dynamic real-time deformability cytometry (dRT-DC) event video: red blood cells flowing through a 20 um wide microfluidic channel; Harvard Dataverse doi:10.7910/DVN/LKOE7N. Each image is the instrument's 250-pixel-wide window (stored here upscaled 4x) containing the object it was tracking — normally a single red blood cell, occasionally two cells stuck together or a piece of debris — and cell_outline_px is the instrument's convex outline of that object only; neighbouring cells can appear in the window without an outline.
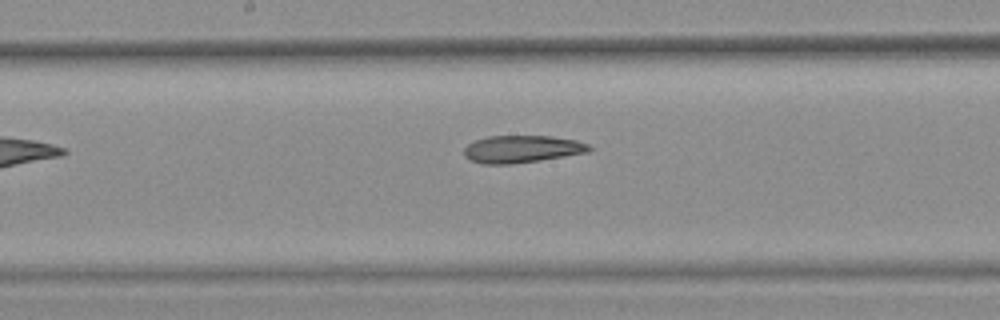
{"species": "common noctule bat (a hibernating species)", "species_latin": "Nyctalus noctula", "temperature_condition": "warm", "stored_images_in_passage": 8, "camera_frame_rate_fps": 3000, "um_per_image_px": 0.085, "animal": {"sex": "female", "body_mass_g": 25.1}, "frame": {"image": 1, "passage_image": 7, "time_ms": 2.0, "image_size_px": [1000, 320], "cell_outline_px": [[592, 148], [588, 152], [540, 160], [512, 164], [480, 164], [468, 160], [464, 156], [464, 148], [468, 144], [476, 140], [488, 136], [552, 136], [576, 140], [588, 144]], "centroid_in_image_um": [44.32, 12.67], "position_along_channel_um": 203.9, "area_um2": 20.0}}
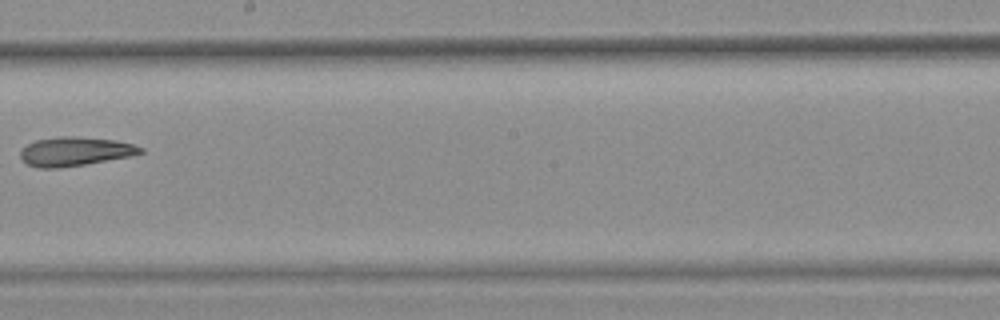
{"frame": {"image": 2, "passage_image": 8, "time_ms": 2.333, "image_size_px": [1000, 320], "cell_outline_px": [[144, 152], [132, 156], [60, 168], [36, 168], [20, 160], [20, 152], [28, 144], [36, 140], [60, 136], [76, 136], [116, 140], [132, 144], [144, 148]], "centroid_in_image_um": [6.37, 12.87], "position_along_channel_um": 241.8, "area_um2": 20.35}}